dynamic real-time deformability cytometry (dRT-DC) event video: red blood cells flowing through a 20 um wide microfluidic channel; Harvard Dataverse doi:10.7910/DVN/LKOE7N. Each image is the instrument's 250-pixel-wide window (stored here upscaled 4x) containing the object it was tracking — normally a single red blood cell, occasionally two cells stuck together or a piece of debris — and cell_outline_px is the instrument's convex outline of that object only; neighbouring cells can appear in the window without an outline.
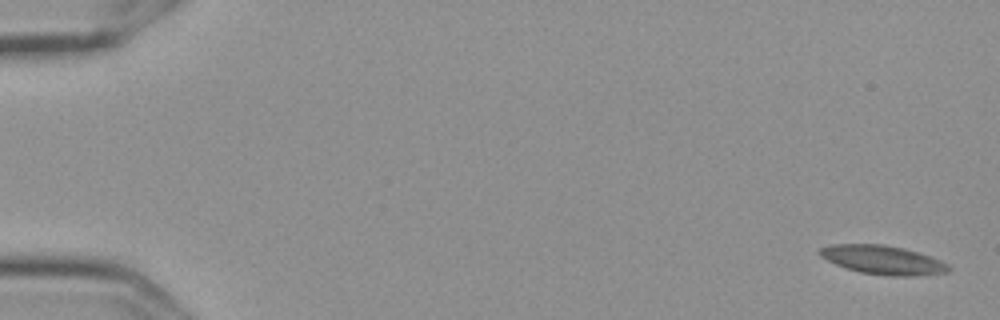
{"species": "Egyptian fruit bat (a non-hibernating species)", "species_latin": "Rousettus aegyptiacus", "temperature_condition": "cold", "stored_images_in_passage": 58, "camera_frame_rate_fps": 3000, "um_per_image_px": 0.085, "frame": {"image": 1, "passage_image": 1, "time_ms": 0.0, "image_size_px": [1000, 320], "cell_outline_px": [[952, 268], [948, 272], [916, 276], [888, 276], [860, 272], [836, 264], [820, 256], [820, 248], [832, 244], [884, 244], [904, 248], [920, 252], [932, 256], [948, 264]], "centroid_in_image_um": [75.11, 22.09], "position_along_channel_um": 9.9, "area_um2": 21.73}}
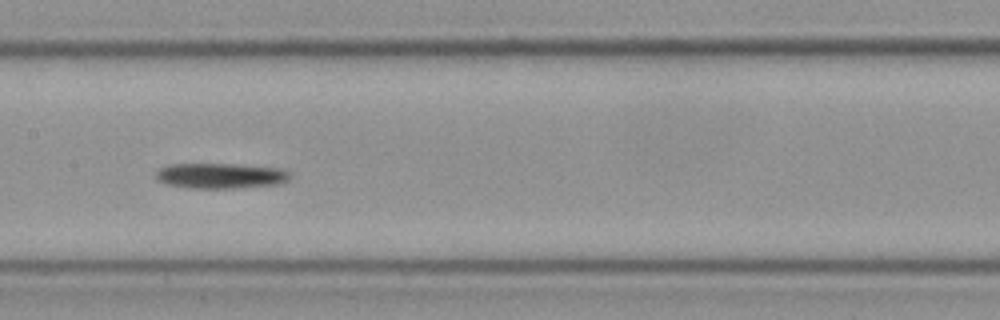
{"frame": {"image": 2, "passage_image": 29, "time_ms": 9.333, "image_size_px": [1000, 320], "cell_outline_px": [[288, 180], [280, 184], [232, 188], [188, 188], [168, 184], [156, 180], [156, 172], [160, 168], [168, 164], [232, 164], [276, 168], [288, 172]], "centroid_in_image_um": [18.68, 14.94], "position_along_channel_um": 188.7, "area_um2": 19.59}}
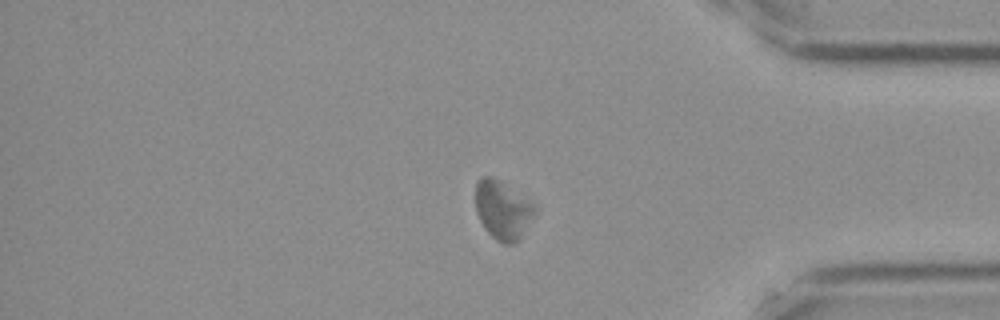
{"frame": {"image": 3, "passage_image": 48, "time_ms": 15.667, "image_size_px": [1000, 320], "cell_outline_px": [[536, 212], [520, 236], [512, 244], [504, 244], [496, 240], [484, 228], [476, 212], [476, 184], [480, 176], [488, 176], [496, 180], [536, 204]], "centroid_in_image_um": [42.71, 17.86], "position_along_channel_um": 392.5, "area_um2": 19.71}, "authors_computed_cell_mechanics": {"area_um2": 19.9988, "velocity_mm_per_s": 3.5253, "shape_relaxation_time_tau1_ms": 4.996, "shape_relaxation_time_tau2_ms": null, "deformation_change_tau1": 0.1486, "deformation_change_tau2": null}}